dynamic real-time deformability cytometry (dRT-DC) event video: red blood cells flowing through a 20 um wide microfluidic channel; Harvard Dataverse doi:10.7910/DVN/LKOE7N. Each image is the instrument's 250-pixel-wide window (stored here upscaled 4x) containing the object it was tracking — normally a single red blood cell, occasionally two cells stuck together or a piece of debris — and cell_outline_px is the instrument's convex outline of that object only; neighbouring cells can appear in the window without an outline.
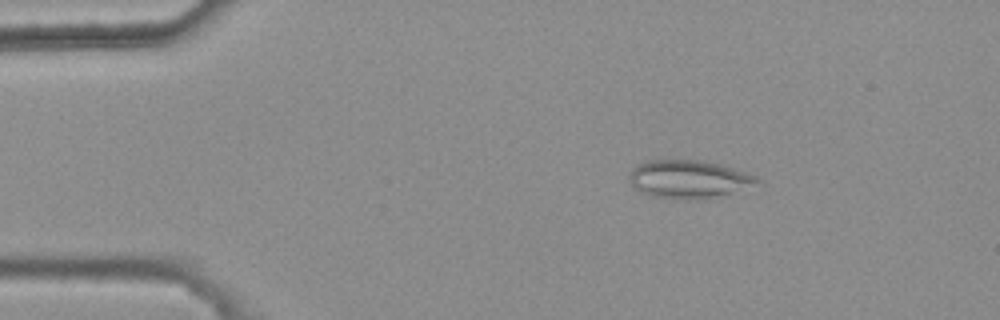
{"species": "common noctule bat (a hibernating species)", "species_latin": "Nyctalus noctula", "temperature_condition": "warm", "stored_images_in_passage": 3, "camera_frame_rate_fps": 3000, "um_per_image_px": 0.085, "animal": {"sex": "female", "body_mass_g": 25.1}, "frame": {"image": 1, "passage_image": 1, "time_ms": 0.0, "image_size_px": [1000, 320], "cell_outline_px": [[760, 180], [728, 192], [704, 200], [688, 200], [652, 196], [640, 192], [628, 180], [628, 176], [632, 168], [648, 160], [704, 160], [720, 164], [756, 176]], "centroid_in_image_um": [58.42, 15.22], "position_along_channel_um": 26.6, "area_um2": 27.8}}